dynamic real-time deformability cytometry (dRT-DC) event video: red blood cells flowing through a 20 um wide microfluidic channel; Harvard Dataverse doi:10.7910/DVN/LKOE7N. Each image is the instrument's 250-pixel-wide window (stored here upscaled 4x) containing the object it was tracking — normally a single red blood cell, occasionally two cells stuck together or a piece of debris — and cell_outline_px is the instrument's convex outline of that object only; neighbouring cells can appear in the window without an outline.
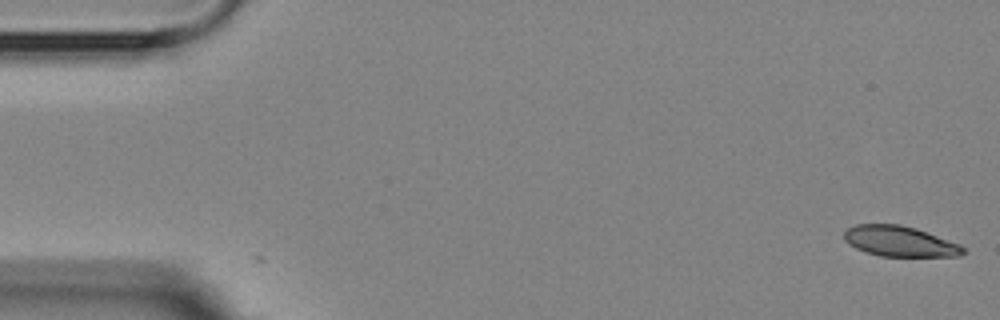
{"species": "Egyptian fruit bat (a non-hibernating species)", "species_latin": "Rousettus aegyptiacus", "temperature_condition": "room temperature", "stored_images_in_passage": 5, "camera_frame_rate_fps": 3000, "um_per_image_px": 0.085, "animal": {"sex": "female"}, "frame": {"image": 1, "passage_image": 1, "time_ms": 0.0, "image_size_px": [1000, 320], "cell_outline_px": [[968, 252], [960, 256], [880, 256], [856, 248], [848, 244], [844, 240], [844, 232], [848, 228], [856, 224], [900, 224], [916, 228], [960, 244]], "centroid_in_image_um": [76.5, 20.51], "position_along_channel_um": 8.5, "area_um2": 21.15}}
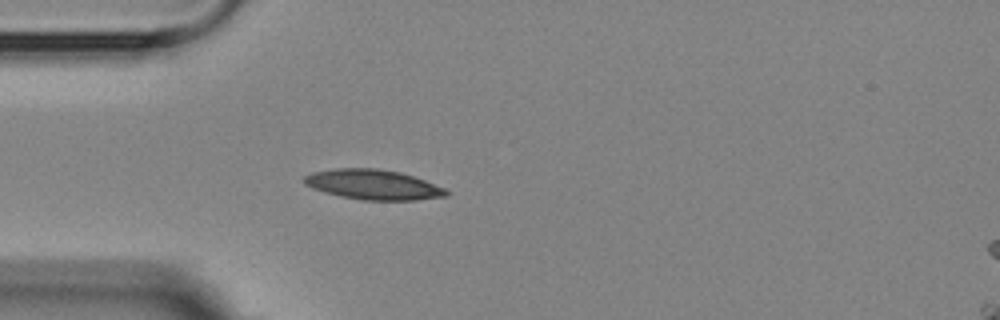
{"frame": {"image": 2, "passage_image": 5, "time_ms": 4.667, "image_size_px": [1000, 320], "cell_outline_px": [[452, 192], [448, 196], [416, 200], [364, 200], [340, 196], [324, 192], [312, 188], [304, 184], [304, 176], [312, 172], [332, 168], [376, 168], [400, 172], [424, 180], [444, 188]], "centroid_in_image_um": [31.71, 15.69], "position_along_channel_um": 53.3, "area_um2": 24.91}}